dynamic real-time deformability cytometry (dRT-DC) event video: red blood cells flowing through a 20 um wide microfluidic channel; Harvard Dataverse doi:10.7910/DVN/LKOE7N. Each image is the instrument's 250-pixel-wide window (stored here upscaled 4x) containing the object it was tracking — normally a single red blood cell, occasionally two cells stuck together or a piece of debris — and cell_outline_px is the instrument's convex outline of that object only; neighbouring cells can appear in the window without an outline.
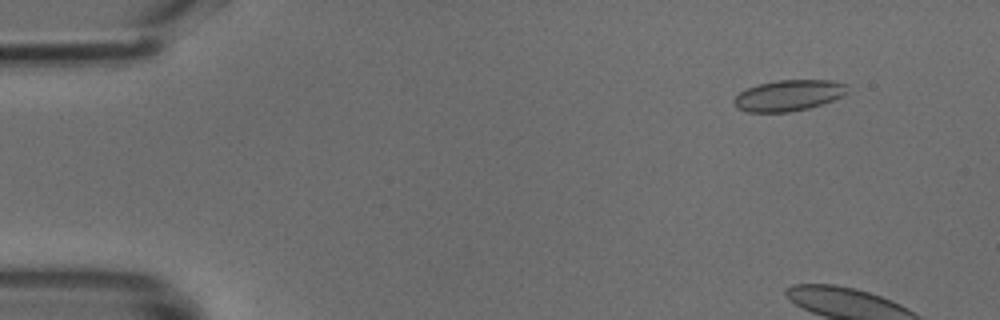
{"species": "common noctule bat (a hibernating species)", "species_latin": "Nyctalus noctula", "temperature_condition": "cold", "stored_images_in_passage": 7, "camera_frame_rate_fps": 3000, "um_per_image_px": 0.085, "animal": {"sex": "male", "body_mass_g": 18.8}, "frame": {"image": 1, "passage_image": 3, "time_ms": 0.667, "image_size_px": [1000, 320], "cell_outline_px": [[848, 92], [844, 96], [808, 108], [788, 112], [748, 112], [736, 108], [732, 100], [740, 92], [748, 88], [760, 84], [776, 80], [832, 80], [848, 84]], "centroid_in_image_um": [67.05, 8.11], "position_along_channel_um": 18.0, "area_um2": 20.52}}